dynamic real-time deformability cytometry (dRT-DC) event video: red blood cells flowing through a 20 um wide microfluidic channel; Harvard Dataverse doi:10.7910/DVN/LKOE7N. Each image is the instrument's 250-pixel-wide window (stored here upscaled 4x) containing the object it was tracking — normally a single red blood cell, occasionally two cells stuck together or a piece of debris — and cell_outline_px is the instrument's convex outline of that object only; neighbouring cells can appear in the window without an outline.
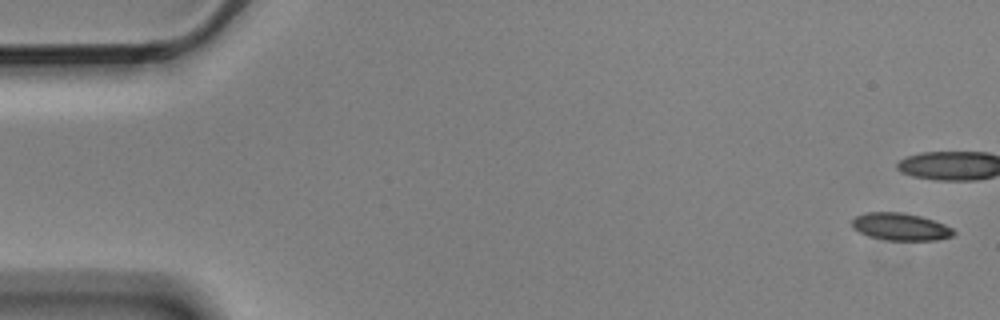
{"species": "Egyptian fruit bat (a non-hibernating species)", "species_latin": "Rousettus aegyptiacus", "temperature_condition": "cold", "stored_images_in_passage": 15, "camera_frame_rate_fps": 3000, "um_per_image_px": 0.085, "animal": {"sex": "male"}, "frame": {"image": 1, "passage_image": 1, "time_ms": 0.0, "image_size_px": [1000, 320], "cell_outline_px": [[956, 232], [952, 236], [936, 240], [888, 240], [868, 236], [852, 228], [852, 220], [856, 216], [868, 212], [900, 212], [920, 216], [944, 224], [952, 228]], "centroid_in_image_um": [76.53, 19.27], "position_along_channel_um": 8.5, "area_um2": 16.07}}
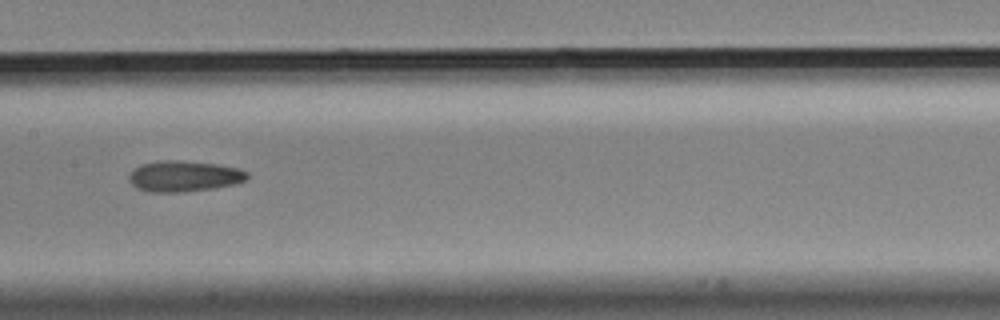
{"frame": {"image": 2, "passage_image": 8, "time_ms": 2.333, "image_size_px": [1000, 320], "cell_outline_px": [[248, 176], [244, 180], [232, 184], [212, 188], [184, 192], [148, 192], [136, 188], [128, 180], [128, 176], [132, 168], [144, 164], [160, 160], [176, 160], [216, 164], [240, 168], [248, 172]], "centroid_in_image_um": [15.59, 14.97], "position_along_channel_um": 191.8, "area_um2": 21.27}}
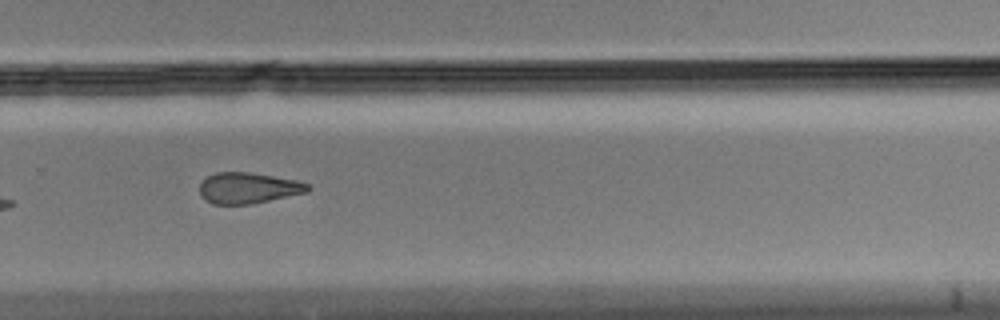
{"frame": {"image": 3, "passage_image": 11, "time_ms": 3.333, "image_size_px": [1000, 320], "cell_outline_px": [[312, 188], [308, 192], [252, 204], [212, 204], [204, 200], [200, 196], [200, 184], [208, 176], [216, 172], [248, 172], [296, 180], [308, 184]], "centroid_in_image_um": [21.09, 15.99], "position_along_channel_um": 308.7, "area_um2": 19.54}}